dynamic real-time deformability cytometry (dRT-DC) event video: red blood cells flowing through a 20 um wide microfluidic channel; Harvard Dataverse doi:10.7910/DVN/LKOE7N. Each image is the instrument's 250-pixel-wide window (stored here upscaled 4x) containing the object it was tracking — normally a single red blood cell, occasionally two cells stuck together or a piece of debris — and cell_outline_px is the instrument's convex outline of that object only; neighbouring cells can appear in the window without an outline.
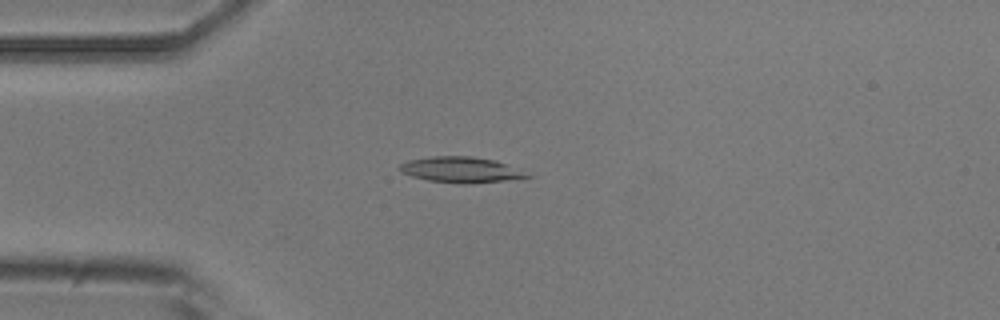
{"species": "common noctule bat (a hibernating species)", "species_latin": "Nyctalus noctula", "temperature_condition": "room temperature", "stored_images_in_passage": 9, "camera_frame_rate_fps": 3000, "um_per_image_px": 0.085, "animal": {"sex": "male", "body_mass_g": 20.5, "forearm_length_mm": 52.5}, "frame": {"image": 1, "passage_image": 2, "time_ms": 1.333, "image_size_px": [1000, 320], "cell_outline_px": [[536, 176], [504, 180], [464, 184], [460, 184], [428, 180], [412, 176], [400, 172], [400, 164], [408, 160], [432, 156], [472, 156], [492, 160], [504, 164]], "centroid_in_image_um": [39.14, 14.43], "position_along_channel_um": 45.9, "area_um2": 18.79}}
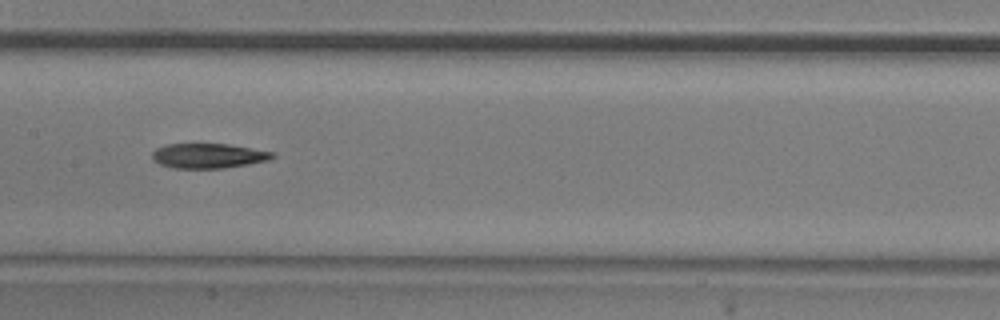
{"frame": {"image": 2, "passage_image": 6, "time_ms": 5.667, "image_size_px": [1000, 320], "cell_outline_px": [[276, 156], [268, 160], [248, 164], [224, 168], [172, 168], [160, 164], [152, 160], [152, 152], [156, 148], [168, 144], [228, 144], [276, 152]], "centroid_in_image_um": [17.72, 13.24], "position_along_channel_um": 189.7, "area_um2": 17.46}}
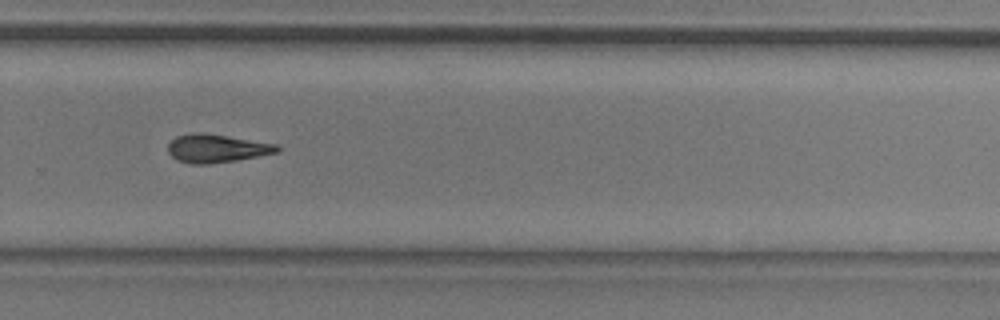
{"frame": {"image": 3, "passage_image": 9, "time_ms": 9.0, "image_size_px": [1000, 320], "cell_outline_px": [[280, 152], [236, 160], [208, 164], [192, 164], [180, 160], [172, 156], [168, 152], [168, 144], [176, 136], [224, 136], [276, 144], [280, 148]], "centroid_in_image_um": [18.47, 12.67], "position_along_channel_um": 311.3, "area_um2": 16.88}}